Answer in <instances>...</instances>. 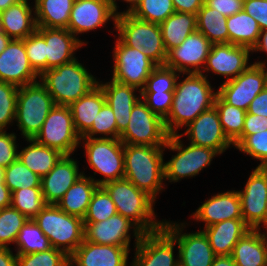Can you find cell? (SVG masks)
Instances as JSON below:
<instances>
[{
    "label": "cell",
    "instance_id": "ba28073f",
    "mask_svg": "<svg viewBox=\"0 0 267 266\" xmlns=\"http://www.w3.org/2000/svg\"><path fill=\"white\" fill-rule=\"evenodd\" d=\"M179 134L170 135L164 149L177 151L171 159L164 162V179L168 182H179L183 178H192L199 175L204 168L211 165V161L217 155L218 151L188 144L184 146Z\"/></svg>",
    "mask_w": 267,
    "mask_h": 266
},
{
    "label": "cell",
    "instance_id": "753ad0ef",
    "mask_svg": "<svg viewBox=\"0 0 267 266\" xmlns=\"http://www.w3.org/2000/svg\"><path fill=\"white\" fill-rule=\"evenodd\" d=\"M263 168L267 171V164Z\"/></svg>",
    "mask_w": 267,
    "mask_h": 266
},
{
    "label": "cell",
    "instance_id": "d6986e66",
    "mask_svg": "<svg viewBox=\"0 0 267 266\" xmlns=\"http://www.w3.org/2000/svg\"><path fill=\"white\" fill-rule=\"evenodd\" d=\"M250 48L230 43L212 44L201 74L212 72L229 81L241 74L250 64ZM249 64V65H248Z\"/></svg>",
    "mask_w": 267,
    "mask_h": 266
},
{
    "label": "cell",
    "instance_id": "bcb514c9",
    "mask_svg": "<svg viewBox=\"0 0 267 266\" xmlns=\"http://www.w3.org/2000/svg\"><path fill=\"white\" fill-rule=\"evenodd\" d=\"M97 134L100 135V137H96ZM81 138H120V133L117 131L114 113L107 102L98 112L96 119L93 121L91 129Z\"/></svg>",
    "mask_w": 267,
    "mask_h": 266
},
{
    "label": "cell",
    "instance_id": "8c879c8a",
    "mask_svg": "<svg viewBox=\"0 0 267 266\" xmlns=\"http://www.w3.org/2000/svg\"><path fill=\"white\" fill-rule=\"evenodd\" d=\"M63 266H75V264L69 259Z\"/></svg>",
    "mask_w": 267,
    "mask_h": 266
},
{
    "label": "cell",
    "instance_id": "277c9868",
    "mask_svg": "<svg viewBox=\"0 0 267 266\" xmlns=\"http://www.w3.org/2000/svg\"><path fill=\"white\" fill-rule=\"evenodd\" d=\"M39 81L58 106H70L98 85L97 78L77 58L45 70L40 75Z\"/></svg>",
    "mask_w": 267,
    "mask_h": 266
},
{
    "label": "cell",
    "instance_id": "ee69618b",
    "mask_svg": "<svg viewBox=\"0 0 267 266\" xmlns=\"http://www.w3.org/2000/svg\"><path fill=\"white\" fill-rule=\"evenodd\" d=\"M117 214L116 206L103 186H98L86 213L84 222H101Z\"/></svg>",
    "mask_w": 267,
    "mask_h": 266
},
{
    "label": "cell",
    "instance_id": "4316f807",
    "mask_svg": "<svg viewBox=\"0 0 267 266\" xmlns=\"http://www.w3.org/2000/svg\"><path fill=\"white\" fill-rule=\"evenodd\" d=\"M101 82L98 80V85L102 88L106 102L114 113L117 131L121 134L129 124L134 105L141 99L140 90L136 87L116 82L113 79L105 83ZM136 92H139V95Z\"/></svg>",
    "mask_w": 267,
    "mask_h": 266
},
{
    "label": "cell",
    "instance_id": "be15d7a7",
    "mask_svg": "<svg viewBox=\"0 0 267 266\" xmlns=\"http://www.w3.org/2000/svg\"><path fill=\"white\" fill-rule=\"evenodd\" d=\"M211 266H236L231 256H216Z\"/></svg>",
    "mask_w": 267,
    "mask_h": 266
},
{
    "label": "cell",
    "instance_id": "d6a6232c",
    "mask_svg": "<svg viewBox=\"0 0 267 266\" xmlns=\"http://www.w3.org/2000/svg\"><path fill=\"white\" fill-rule=\"evenodd\" d=\"M25 140L30 144L18 151V158L39 177L46 176L63 154L56 149L39 144L33 138Z\"/></svg>",
    "mask_w": 267,
    "mask_h": 266
},
{
    "label": "cell",
    "instance_id": "f5cc1de1",
    "mask_svg": "<svg viewBox=\"0 0 267 266\" xmlns=\"http://www.w3.org/2000/svg\"><path fill=\"white\" fill-rule=\"evenodd\" d=\"M16 140L15 133L0 130V166L5 168L18 158L19 146Z\"/></svg>",
    "mask_w": 267,
    "mask_h": 266
},
{
    "label": "cell",
    "instance_id": "91938a15",
    "mask_svg": "<svg viewBox=\"0 0 267 266\" xmlns=\"http://www.w3.org/2000/svg\"><path fill=\"white\" fill-rule=\"evenodd\" d=\"M0 266H17V254L11 248L0 247Z\"/></svg>",
    "mask_w": 267,
    "mask_h": 266
},
{
    "label": "cell",
    "instance_id": "1f68e13d",
    "mask_svg": "<svg viewBox=\"0 0 267 266\" xmlns=\"http://www.w3.org/2000/svg\"><path fill=\"white\" fill-rule=\"evenodd\" d=\"M97 187L96 182L84 174L67 190L56 205L67 214L83 219Z\"/></svg>",
    "mask_w": 267,
    "mask_h": 266
},
{
    "label": "cell",
    "instance_id": "6f0895ef",
    "mask_svg": "<svg viewBox=\"0 0 267 266\" xmlns=\"http://www.w3.org/2000/svg\"><path fill=\"white\" fill-rule=\"evenodd\" d=\"M247 113L267 117V87L251 101Z\"/></svg>",
    "mask_w": 267,
    "mask_h": 266
},
{
    "label": "cell",
    "instance_id": "7c38bea8",
    "mask_svg": "<svg viewBox=\"0 0 267 266\" xmlns=\"http://www.w3.org/2000/svg\"><path fill=\"white\" fill-rule=\"evenodd\" d=\"M112 77L116 82L141 90L157 65L142 51L127 46L119 37L113 49Z\"/></svg>",
    "mask_w": 267,
    "mask_h": 266
},
{
    "label": "cell",
    "instance_id": "2e32d148",
    "mask_svg": "<svg viewBox=\"0 0 267 266\" xmlns=\"http://www.w3.org/2000/svg\"><path fill=\"white\" fill-rule=\"evenodd\" d=\"M175 240L163 229L143 233L134 246L135 256L130 266H179V254L174 256Z\"/></svg>",
    "mask_w": 267,
    "mask_h": 266
},
{
    "label": "cell",
    "instance_id": "681fc988",
    "mask_svg": "<svg viewBox=\"0 0 267 266\" xmlns=\"http://www.w3.org/2000/svg\"><path fill=\"white\" fill-rule=\"evenodd\" d=\"M27 57L32 68L41 75L46 70L45 39L35 30L31 35L23 39Z\"/></svg>",
    "mask_w": 267,
    "mask_h": 266
},
{
    "label": "cell",
    "instance_id": "816d5d0a",
    "mask_svg": "<svg viewBox=\"0 0 267 266\" xmlns=\"http://www.w3.org/2000/svg\"><path fill=\"white\" fill-rule=\"evenodd\" d=\"M142 101L148 108L165 120L170 112L174 92H140Z\"/></svg>",
    "mask_w": 267,
    "mask_h": 266
},
{
    "label": "cell",
    "instance_id": "ab89813d",
    "mask_svg": "<svg viewBox=\"0 0 267 266\" xmlns=\"http://www.w3.org/2000/svg\"><path fill=\"white\" fill-rule=\"evenodd\" d=\"M46 205L41 187L21 188L11 194V206L28 219H33Z\"/></svg>",
    "mask_w": 267,
    "mask_h": 266
},
{
    "label": "cell",
    "instance_id": "6da1fadb",
    "mask_svg": "<svg viewBox=\"0 0 267 266\" xmlns=\"http://www.w3.org/2000/svg\"><path fill=\"white\" fill-rule=\"evenodd\" d=\"M182 81H176L172 106L164 120L169 135L179 134L182 127L188 126L199 114L214 106L217 91L212 88L208 74L189 73ZM180 82H179V81Z\"/></svg>",
    "mask_w": 267,
    "mask_h": 266
},
{
    "label": "cell",
    "instance_id": "03108f58",
    "mask_svg": "<svg viewBox=\"0 0 267 266\" xmlns=\"http://www.w3.org/2000/svg\"><path fill=\"white\" fill-rule=\"evenodd\" d=\"M12 39L3 31L0 32V53L6 49Z\"/></svg>",
    "mask_w": 267,
    "mask_h": 266
},
{
    "label": "cell",
    "instance_id": "3957f363",
    "mask_svg": "<svg viewBox=\"0 0 267 266\" xmlns=\"http://www.w3.org/2000/svg\"><path fill=\"white\" fill-rule=\"evenodd\" d=\"M103 187L114 202L117 213L128 218L142 233H152L163 228L165 220H158L154 212L155 200L129 180L123 178L110 181Z\"/></svg>",
    "mask_w": 267,
    "mask_h": 266
},
{
    "label": "cell",
    "instance_id": "30bf717a",
    "mask_svg": "<svg viewBox=\"0 0 267 266\" xmlns=\"http://www.w3.org/2000/svg\"><path fill=\"white\" fill-rule=\"evenodd\" d=\"M33 139L63 155H74L81 137L75 130L70 107L55 105Z\"/></svg>",
    "mask_w": 267,
    "mask_h": 266
},
{
    "label": "cell",
    "instance_id": "9c48e42d",
    "mask_svg": "<svg viewBox=\"0 0 267 266\" xmlns=\"http://www.w3.org/2000/svg\"><path fill=\"white\" fill-rule=\"evenodd\" d=\"M88 165L103 178L95 179L98 186L124 178V144L120 139L109 138H81Z\"/></svg>",
    "mask_w": 267,
    "mask_h": 266
},
{
    "label": "cell",
    "instance_id": "f6af8a7d",
    "mask_svg": "<svg viewBox=\"0 0 267 266\" xmlns=\"http://www.w3.org/2000/svg\"><path fill=\"white\" fill-rule=\"evenodd\" d=\"M181 74L165 65L157 66L147 78L140 92H174Z\"/></svg>",
    "mask_w": 267,
    "mask_h": 266
},
{
    "label": "cell",
    "instance_id": "d4e9b609",
    "mask_svg": "<svg viewBox=\"0 0 267 266\" xmlns=\"http://www.w3.org/2000/svg\"><path fill=\"white\" fill-rule=\"evenodd\" d=\"M197 222H204V227L230 219H243L241 200L237 190L217 193L201 204L191 215Z\"/></svg>",
    "mask_w": 267,
    "mask_h": 266
},
{
    "label": "cell",
    "instance_id": "f546056e",
    "mask_svg": "<svg viewBox=\"0 0 267 266\" xmlns=\"http://www.w3.org/2000/svg\"><path fill=\"white\" fill-rule=\"evenodd\" d=\"M230 256L236 266H267V234L250 229L236 243Z\"/></svg>",
    "mask_w": 267,
    "mask_h": 266
},
{
    "label": "cell",
    "instance_id": "9f6ffc18",
    "mask_svg": "<svg viewBox=\"0 0 267 266\" xmlns=\"http://www.w3.org/2000/svg\"><path fill=\"white\" fill-rule=\"evenodd\" d=\"M243 2L244 0H204L207 7L216 9L226 17L242 11Z\"/></svg>",
    "mask_w": 267,
    "mask_h": 266
},
{
    "label": "cell",
    "instance_id": "7402d4cb",
    "mask_svg": "<svg viewBox=\"0 0 267 266\" xmlns=\"http://www.w3.org/2000/svg\"><path fill=\"white\" fill-rule=\"evenodd\" d=\"M39 78L29 62L23 39H12L0 53V81L21 87Z\"/></svg>",
    "mask_w": 267,
    "mask_h": 266
},
{
    "label": "cell",
    "instance_id": "ac0fdd59",
    "mask_svg": "<svg viewBox=\"0 0 267 266\" xmlns=\"http://www.w3.org/2000/svg\"><path fill=\"white\" fill-rule=\"evenodd\" d=\"M186 127L184 134L179 135L182 137L186 135L192 145L211 148L220 154H223L228 148H234V144L223 131L215 106L199 114Z\"/></svg>",
    "mask_w": 267,
    "mask_h": 266
},
{
    "label": "cell",
    "instance_id": "94428289",
    "mask_svg": "<svg viewBox=\"0 0 267 266\" xmlns=\"http://www.w3.org/2000/svg\"><path fill=\"white\" fill-rule=\"evenodd\" d=\"M11 191L4 182H0V209L11 206Z\"/></svg>",
    "mask_w": 267,
    "mask_h": 266
},
{
    "label": "cell",
    "instance_id": "8fae6325",
    "mask_svg": "<svg viewBox=\"0 0 267 266\" xmlns=\"http://www.w3.org/2000/svg\"><path fill=\"white\" fill-rule=\"evenodd\" d=\"M169 136L164 120L140 99L134 105L129 124L119 139L123 144L165 146Z\"/></svg>",
    "mask_w": 267,
    "mask_h": 266
},
{
    "label": "cell",
    "instance_id": "f1b7e54d",
    "mask_svg": "<svg viewBox=\"0 0 267 266\" xmlns=\"http://www.w3.org/2000/svg\"><path fill=\"white\" fill-rule=\"evenodd\" d=\"M250 230L243 219H230L203 229L216 256H230L240 238Z\"/></svg>",
    "mask_w": 267,
    "mask_h": 266
},
{
    "label": "cell",
    "instance_id": "836d02e7",
    "mask_svg": "<svg viewBox=\"0 0 267 266\" xmlns=\"http://www.w3.org/2000/svg\"><path fill=\"white\" fill-rule=\"evenodd\" d=\"M75 0H34L37 27L68 28Z\"/></svg>",
    "mask_w": 267,
    "mask_h": 266
},
{
    "label": "cell",
    "instance_id": "44dd1931",
    "mask_svg": "<svg viewBox=\"0 0 267 266\" xmlns=\"http://www.w3.org/2000/svg\"><path fill=\"white\" fill-rule=\"evenodd\" d=\"M116 16L111 0H75L67 29L76 37L106 27L109 20L113 21L115 29Z\"/></svg>",
    "mask_w": 267,
    "mask_h": 266
},
{
    "label": "cell",
    "instance_id": "2644e50d",
    "mask_svg": "<svg viewBox=\"0 0 267 266\" xmlns=\"http://www.w3.org/2000/svg\"><path fill=\"white\" fill-rule=\"evenodd\" d=\"M0 182H4V167L0 166Z\"/></svg>",
    "mask_w": 267,
    "mask_h": 266
},
{
    "label": "cell",
    "instance_id": "5bb4252c",
    "mask_svg": "<svg viewBox=\"0 0 267 266\" xmlns=\"http://www.w3.org/2000/svg\"><path fill=\"white\" fill-rule=\"evenodd\" d=\"M266 87V74L261 65L250 64L236 78L223 81L217 94L228 104L247 111L251 101Z\"/></svg>",
    "mask_w": 267,
    "mask_h": 266
},
{
    "label": "cell",
    "instance_id": "6125c7cd",
    "mask_svg": "<svg viewBox=\"0 0 267 266\" xmlns=\"http://www.w3.org/2000/svg\"><path fill=\"white\" fill-rule=\"evenodd\" d=\"M251 51L267 53V29L261 31L258 42Z\"/></svg>",
    "mask_w": 267,
    "mask_h": 266
},
{
    "label": "cell",
    "instance_id": "a7ac6f4b",
    "mask_svg": "<svg viewBox=\"0 0 267 266\" xmlns=\"http://www.w3.org/2000/svg\"><path fill=\"white\" fill-rule=\"evenodd\" d=\"M262 227H263V229H261ZM256 229L260 230L261 232H262V230H265L264 233L267 234V208H266L265 218H264L263 222Z\"/></svg>",
    "mask_w": 267,
    "mask_h": 266
},
{
    "label": "cell",
    "instance_id": "9a60e30c",
    "mask_svg": "<svg viewBox=\"0 0 267 266\" xmlns=\"http://www.w3.org/2000/svg\"><path fill=\"white\" fill-rule=\"evenodd\" d=\"M84 226V239L98 245L130 248L131 230L135 246L143 234L133 222L118 213L101 222H84Z\"/></svg>",
    "mask_w": 267,
    "mask_h": 266
},
{
    "label": "cell",
    "instance_id": "e575fe53",
    "mask_svg": "<svg viewBox=\"0 0 267 266\" xmlns=\"http://www.w3.org/2000/svg\"><path fill=\"white\" fill-rule=\"evenodd\" d=\"M163 43L168 52L179 46L191 33L197 30V15L174 12L160 24Z\"/></svg>",
    "mask_w": 267,
    "mask_h": 266
},
{
    "label": "cell",
    "instance_id": "60d3db41",
    "mask_svg": "<svg viewBox=\"0 0 267 266\" xmlns=\"http://www.w3.org/2000/svg\"><path fill=\"white\" fill-rule=\"evenodd\" d=\"M174 12L172 0H140L130 14L140 20L160 25Z\"/></svg>",
    "mask_w": 267,
    "mask_h": 266
},
{
    "label": "cell",
    "instance_id": "83f0119b",
    "mask_svg": "<svg viewBox=\"0 0 267 266\" xmlns=\"http://www.w3.org/2000/svg\"><path fill=\"white\" fill-rule=\"evenodd\" d=\"M0 24L11 39H25L37 29L35 8L28 0H21L0 12Z\"/></svg>",
    "mask_w": 267,
    "mask_h": 266
},
{
    "label": "cell",
    "instance_id": "db71d44e",
    "mask_svg": "<svg viewBox=\"0 0 267 266\" xmlns=\"http://www.w3.org/2000/svg\"><path fill=\"white\" fill-rule=\"evenodd\" d=\"M267 130V117L246 112L242 135L233 143L236 148L248 135Z\"/></svg>",
    "mask_w": 267,
    "mask_h": 266
},
{
    "label": "cell",
    "instance_id": "b9f144b4",
    "mask_svg": "<svg viewBox=\"0 0 267 266\" xmlns=\"http://www.w3.org/2000/svg\"><path fill=\"white\" fill-rule=\"evenodd\" d=\"M4 183L12 193L21 188L41 187V177L32 172L17 158L4 168Z\"/></svg>",
    "mask_w": 267,
    "mask_h": 266
},
{
    "label": "cell",
    "instance_id": "8992f818",
    "mask_svg": "<svg viewBox=\"0 0 267 266\" xmlns=\"http://www.w3.org/2000/svg\"><path fill=\"white\" fill-rule=\"evenodd\" d=\"M115 30L127 46L142 51L157 66L165 64L167 51L159 24L140 20L128 12H120L116 16Z\"/></svg>",
    "mask_w": 267,
    "mask_h": 266
},
{
    "label": "cell",
    "instance_id": "7dc6e473",
    "mask_svg": "<svg viewBox=\"0 0 267 266\" xmlns=\"http://www.w3.org/2000/svg\"><path fill=\"white\" fill-rule=\"evenodd\" d=\"M68 260L65 252L53 247L32 254H17V266H63Z\"/></svg>",
    "mask_w": 267,
    "mask_h": 266
},
{
    "label": "cell",
    "instance_id": "003e7915",
    "mask_svg": "<svg viewBox=\"0 0 267 266\" xmlns=\"http://www.w3.org/2000/svg\"><path fill=\"white\" fill-rule=\"evenodd\" d=\"M21 0H0V12L5 11L11 5L18 3Z\"/></svg>",
    "mask_w": 267,
    "mask_h": 266
},
{
    "label": "cell",
    "instance_id": "ffe728a7",
    "mask_svg": "<svg viewBox=\"0 0 267 266\" xmlns=\"http://www.w3.org/2000/svg\"><path fill=\"white\" fill-rule=\"evenodd\" d=\"M238 193L242 218L250 229H256L263 222L267 208V171L257 166Z\"/></svg>",
    "mask_w": 267,
    "mask_h": 266
},
{
    "label": "cell",
    "instance_id": "603a6c76",
    "mask_svg": "<svg viewBox=\"0 0 267 266\" xmlns=\"http://www.w3.org/2000/svg\"><path fill=\"white\" fill-rule=\"evenodd\" d=\"M36 30L45 39L46 70L73 61L75 52L87 44L68 29L37 27Z\"/></svg>",
    "mask_w": 267,
    "mask_h": 266
},
{
    "label": "cell",
    "instance_id": "c3c4849f",
    "mask_svg": "<svg viewBox=\"0 0 267 266\" xmlns=\"http://www.w3.org/2000/svg\"><path fill=\"white\" fill-rule=\"evenodd\" d=\"M18 89L16 85L0 81V130L15 121Z\"/></svg>",
    "mask_w": 267,
    "mask_h": 266
},
{
    "label": "cell",
    "instance_id": "680465c9",
    "mask_svg": "<svg viewBox=\"0 0 267 266\" xmlns=\"http://www.w3.org/2000/svg\"><path fill=\"white\" fill-rule=\"evenodd\" d=\"M175 12H185L197 15L202 8L204 0H172Z\"/></svg>",
    "mask_w": 267,
    "mask_h": 266
},
{
    "label": "cell",
    "instance_id": "11a10c76",
    "mask_svg": "<svg viewBox=\"0 0 267 266\" xmlns=\"http://www.w3.org/2000/svg\"><path fill=\"white\" fill-rule=\"evenodd\" d=\"M243 10L257 21L261 31L267 29V0H244Z\"/></svg>",
    "mask_w": 267,
    "mask_h": 266
},
{
    "label": "cell",
    "instance_id": "e7e4bbea",
    "mask_svg": "<svg viewBox=\"0 0 267 266\" xmlns=\"http://www.w3.org/2000/svg\"><path fill=\"white\" fill-rule=\"evenodd\" d=\"M111 1L113 10L118 15L120 12H118L119 6L117 5V0H111ZM123 1L129 4V6L127 5L128 9H126V11L125 10L123 11L128 13H130L134 9V7L140 2V0H123Z\"/></svg>",
    "mask_w": 267,
    "mask_h": 266
},
{
    "label": "cell",
    "instance_id": "7a4b0ae2",
    "mask_svg": "<svg viewBox=\"0 0 267 266\" xmlns=\"http://www.w3.org/2000/svg\"><path fill=\"white\" fill-rule=\"evenodd\" d=\"M164 151V146L124 144V178L155 201L165 189Z\"/></svg>",
    "mask_w": 267,
    "mask_h": 266
},
{
    "label": "cell",
    "instance_id": "4dcf8cb0",
    "mask_svg": "<svg viewBox=\"0 0 267 266\" xmlns=\"http://www.w3.org/2000/svg\"><path fill=\"white\" fill-rule=\"evenodd\" d=\"M105 103V94L97 85L88 94L69 106L75 130L80 137H83L91 129L94 119Z\"/></svg>",
    "mask_w": 267,
    "mask_h": 266
},
{
    "label": "cell",
    "instance_id": "74e56055",
    "mask_svg": "<svg viewBox=\"0 0 267 266\" xmlns=\"http://www.w3.org/2000/svg\"><path fill=\"white\" fill-rule=\"evenodd\" d=\"M15 245L16 254H32L52 248L49 238L44 235L33 219H29L22 226Z\"/></svg>",
    "mask_w": 267,
    "mask_h": 266
},
{
    "label": "cell",
    "instance_id": "f907efd6",
    "mask_svg": "<svg viewBox=\"0 0 267 266\" xmlns=\"http://www.w3.org/2000/svg\"><path fill=\"white\" fill-rule=\"evenodd\" d=\"M236 149L259 160L258 167H264L267 164V130L248 135Z\"/></svg>",
    "mask_w": 267,
    "mask_h": 266
},
{
    "label": "cell",
    "instance_id": "f35d334b",
    "mask_svg": "<svg viewBox=\"0 0 267 266\" xmlns=\"http://www.w3.org/2000/svg\"><path fill=\"white\" fill-rule=\"evenodd\" d=\"M214 106L218 111L225 135L234 143L242 135L247 111L226 103L218 94Z\"/></svg>",
    "mask_w": 267,
    "mask_h": 266
},
{
    "label": "cell",
    "instance_id": "7bdbcfd3",
    "mask_svg": "<svg viewBox=\"0 0 267 266\" xmlns=\"http://www.w3.org/2000/svg\"><path fill=\"white\" fill-rule=\"evenodd\" d=\"M29 219L12 206L0 209V247L15 244L18 233Z\"/></svg>",
    "mask_w": 267,
    "mask_h": 266
},
{
    "label": "cell",
    "instance_id": "89a4df30",
    "mask_svg": "<svg viewBox=\"0 0 267 266\" xmlns=\"http://www.w3.org/2000/svg\"><path fill=\"white\" fill-rule=\"evenodd\" d=\"M265 61H267V60H264V61L258 60V61H255L254 63L261 65L262 68L264 69L265 74H266V87H267V67H266L267 65H266Z\"/></svg>",
    "mask_w": 267,
    "mask_h": 266
},
{
    "label": "cell",
    "instance_id": "cb8c5ba5",
    "mask_svg": "<svg viewBox=\"0 0 267 266\" xmlns=\"http://www.w3.org/2000/svg\"><path fill=\"white\" fill-rule=\"evenodd\" d=\"M63 155L50 172L41 178V190L46 204H57L67 190L85 173H79L77 159Z\"/></svg>",
    "mask_w": 267,
    "mask_h": 266
},
{
    "label": "cell",
    "instance_id": "4fadbf2b",
    "mask_svg": "<svg viewBox=\"0 0 267 266\" xmlns=\"http://www.w3.org/2000/svg\"><path fill=\"white\" fill-rule=\"evenodd\" d=\"M165 220L163 229L175 240L179 254V266H211L216 255L203 230L184 233L187 223Z\"/></svg>",
    "mask_w": 267,
    "mask_h": 266
},
{
    "label": "cell",
    "instance_id": "52a82bcc",
    "mask_svg": "<svg viewBox=\"0 0 267 266\" xmlns=\"http://www.w3.org/2000/svg\"><path fill=\"white\" fill-rule=\"evenodd\" d=\"M54 106L53 98L40 81L19 87L15 122L24 139L37 135Z\"/></svg>",
    "mask_w": 267,
    "mask_h": 266
},
{
    "label": "cell",
    "instance_id": "5b68a950",
    "mask_svg": "<svg viewBox=\"0 0 267 266\" xmlns=\"http://www.w3.org/2000/svg\"><path fill=\"white\" fill-rule=\"evenodd\" d=\"M33 220L49 238L53 248L70 256L84 241V221L67 214L55 204H47Z\"/></svg>",
    "mask_w": 267,
    "mask_h": 266
},
{
    "label": "cell",
    "instance_id": "e0dca14e",
    "mask_svg": "<svg viewBox=\"0 0 267 266\" xmlns=\"http://www.w3.org/2000/svg\"><path fill=\"white\" fill-rule=\"evenodd\" d=\"M212 43L199 31L191 33L177 47L167 52L165 66L173 68L182 76L201 73L211 50ZM202 67V68H201Z\"/></svg>",
    "mask_w": 267,
    "mask_h": 266
},
{
    "label": "cell",
    "instance_id": "8d00e7d4",
    "mask_svg": "<svg viewBox=\"0 0 267 266\" xmlns=\"http://www.w3.org/2000/svg\"><path fill=\"white\" fill-rule=\"evenodd\" d=\"M226 24L225 15L205 4L197 13V31L201 32L212 44L229 43Z\"/></svg>",
    "mask_w": 267,
    "mask_h": 266
},
{
    "label": "cell",
    "instance_id": "d590c367",
    "mask_svg": "<svg viewBox=\"0 0 267 266\" xmlns=\"http://www.w3.org/2000/svg\"><path fill=\"white\" fill-rule=\"evenodd\" d=\"M229 43L251 50L257 44L261 30L257 21L244 10L227 17Z\"/></svg>",
    "mask_w": 267,
    "mask_h": 266
},
{
    "label": "cell",
    "instance_id": "484cf974",
    "mask_svg": "<svg viewBox=\"0 0 267 266\" xmlns=\"http://www.w3.org/2000/svg\"><path fill=\"white\" fill-rule=\"evenodd\" d=\"M129 249L123 246L98 245L84 239L69 259L75 266H128Z\"/></svg>",
    "mask_w": 267,
    "mask_h": 266
}]
</instances>
